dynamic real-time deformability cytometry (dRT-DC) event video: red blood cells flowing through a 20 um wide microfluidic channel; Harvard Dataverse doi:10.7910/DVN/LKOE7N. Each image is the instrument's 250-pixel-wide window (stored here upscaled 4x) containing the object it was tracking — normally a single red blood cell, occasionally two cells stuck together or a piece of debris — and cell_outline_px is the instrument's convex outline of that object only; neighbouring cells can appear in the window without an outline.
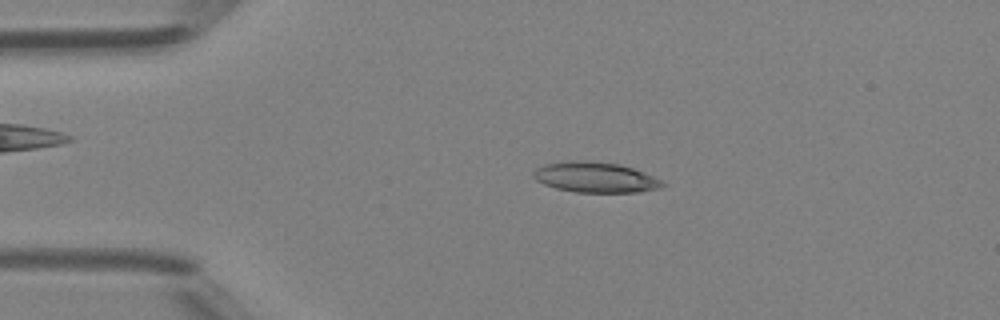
{"species": "Egyptian fruit bat (a non-hibernating species)", "species_latin": "Rousettus aegyptiacus", "temperature_condition": "room temperature", "stored_images_in_passage": 40, "camera_frame_rate_fps": 3000, "um_per_image_px": 0.085, "animal": {"sex": "female"}, "frame": {"image": 1, "passage_image": 2, "time_ms": 0.333, "image_size_px": [1000, 320], "cell_outline_px": [[664, 184], [660, 188], [640, 192], [576, 192], [556, 188], [544, 184], [536, 180], [532, 176], [532, 172], [536, 168], [544, 164], [568, 160], [588, 160], [620, 164], [644, 172], [660, 180]], "centroid_in_image_um": [50.55, 15.06], "position_along_channel_um": 34.4, "area_um2": 22.95}}
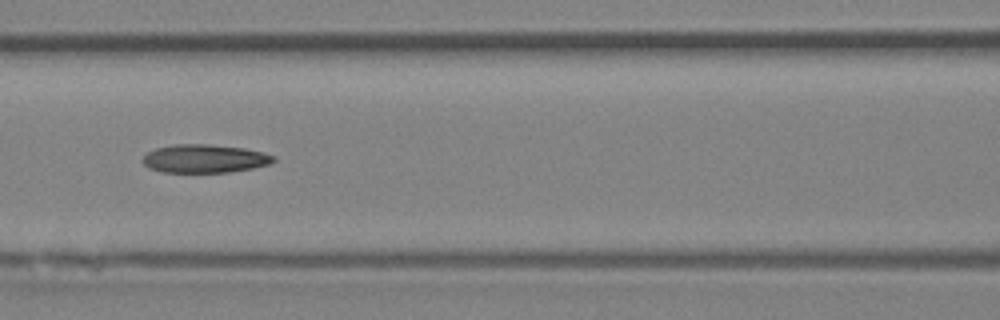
{"frame": {"image": 2, "passage_image": 13, "time_ms": 4.0, "image_size_px": [1000, 320], "cell_outline_px": [[276, 160], [272, 164], [252, 168], [228, 172], [164, 172], [148, 168], [140, 160], [148, 152], [156, 148], [176, 144], [208, 144], [244, 148], [264, 152], [276, 156]], "centroid_in_image_um": [17.42, 13.48], "position_along_channel_um": 149.2, "area_um2": 21.73}}
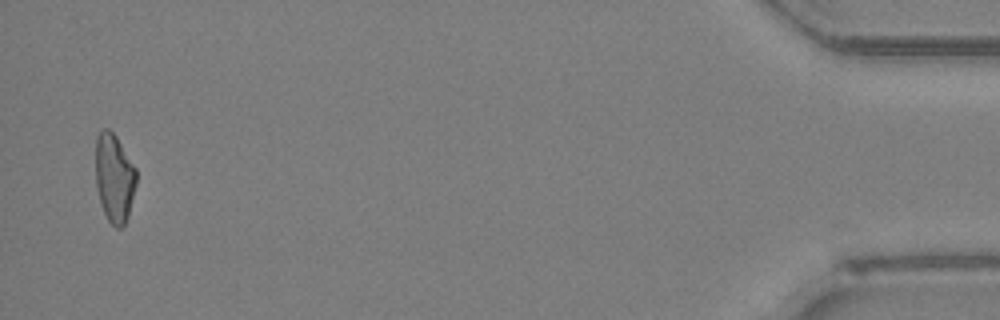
{"frame": {"image": 3, "passage_image": 39, "time_ms": 12.667, "image_size_px": [1000, 320], "cell_outline_px": [[136, 184], [128, 216], [124, 224], [120, 228], [116, 228], [108, 220], [100, 204], [96, 184], [96, 136], [104, 128], [108, 128], [116, 136], [136, 168]], "centroid_in_image_um": [9.71, 15.12], "position_along_channel_um": 425.5, "area_um2": 20.92}, "authors_computed_cell_mechanics": {"area_um2": 21.8773, "velocity_mm_per_s": 4.2326, "shape_relaxation_time_tau1_ms": null, "shape_relaxation_time_tau2_ms": 6.6335, "deformation_change_tau1": null, "deformation_change_tau2": 0.1773}}